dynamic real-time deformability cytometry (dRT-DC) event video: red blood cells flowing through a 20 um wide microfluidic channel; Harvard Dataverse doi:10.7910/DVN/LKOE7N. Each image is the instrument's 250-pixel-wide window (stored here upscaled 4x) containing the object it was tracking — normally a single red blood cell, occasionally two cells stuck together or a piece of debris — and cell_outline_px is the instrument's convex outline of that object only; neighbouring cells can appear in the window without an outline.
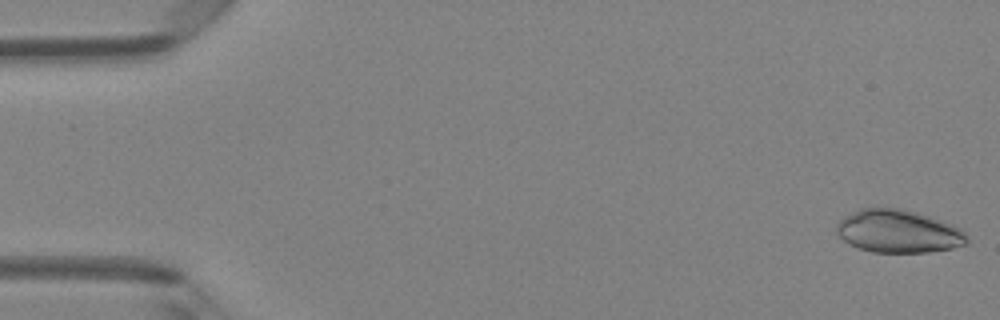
{"species": "Egyptian fruit bat (a non-hibernating species)", "species_latin": "Rousettus aegyptiacus", "temperature_condition": "room temperature", "stored_images_in_passage": 5, "camera_frame_rate_fps": 3000, "um_per_image_px": 0.085, "animal": {"sex": "female"}, "frame": {"image": 1, "passage_image": 1, "time_ms": 0.0, "image_size_px": [1000, 320], "cell_outline_px": [[968, 244], [952, 248], [928, 252], [872, 252], [860, 248], [844, 240], [836, 232], [836, 224], [844, 216], [860, 208], [900, 208], [932, 216], [952, 224], [960, 228], [968, 236]], "centroid_in_image_um": [76.39, 19.65], "position_along_channel_um": 8.6, "area_um2": 32.66}}